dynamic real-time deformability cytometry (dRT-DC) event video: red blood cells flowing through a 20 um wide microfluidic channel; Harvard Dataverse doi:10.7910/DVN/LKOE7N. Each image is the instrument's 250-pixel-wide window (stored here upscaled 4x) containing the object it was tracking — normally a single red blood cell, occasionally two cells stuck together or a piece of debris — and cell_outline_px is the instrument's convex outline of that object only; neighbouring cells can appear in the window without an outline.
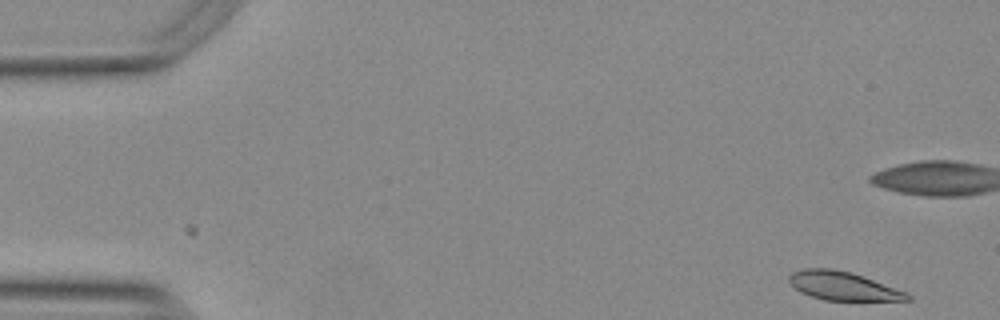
{"species": "Egyptian fruit bat (a non-hibernating species)", "species_latin": "Rousettus aegyptiacus", "temperature_condition": "warm", "stored_images_in_passage": 53, "camera_frame_rate_fps": 3000, "um_per_image_px": 0.085, "animal": {"sex": "female"}, "frame": {"image": 1, "passage_image": 1, "time_ms": 0.0, "image_size_px": [1000, 320], "cell_outline_px": [[912, 300], [824, 300], [800, 292], [788, 280], [788, 276], [792, 272], [804, 268], [828, 268], [852, 272], [864, 276], [908, 292], [912, 296]], "centroid_in_image_um": [71.68, 24.3], "position_along_channel_um": 13.3, "area_um2": 19.71}}
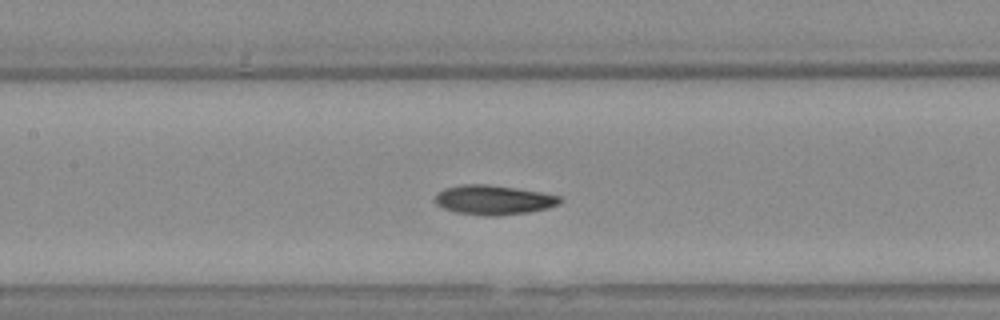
{"frame": {"image": 2, "passage_image": 23, "time_ms": 7.333, "image_size_px": [1000, 320], "cell_outline_px": [[564, 200], [560, 204], [548, 208], [528, 212], [500, 216], [484, 216], [456, 212], [444, 208], [436, 204], [436, 192], [444, 188], [460, 184], [488, 184], [516, 188], [540, 192], [560, 196]], "centroid_in_image_um": [41.96, 16.99], "position_along_channel_um": 165.4, "area_um2": 21.68}}
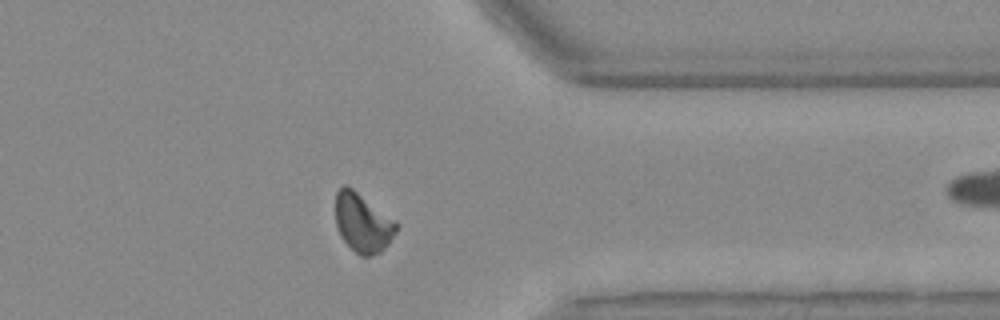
{"frame": {"image": 3, "passage_image": 41, "time_ms": 13.333, "image_size_px": [1000, 320], "cell_outline_px": [[396, 232], [388, 244], [380, 252], [372, 256], [360, 256], [340, 236], [336, 224], [336, 192], [344, 184], [352, 188], [396, 224]], "centroid_in_image_um": [30.78, 18.97], "position_along_channel_um": 380.6, "area_um2": 20.06}, "authors_computed_cell_mechanics": {"area_um2": 20.6924, "velocity_mm_per_s": 3.7456, "shape_relaxation_time_tau1_ms": 3.2271, "shape_relaxation_time_tau2_ms": 3.1164, "deformation_change_tau1": 0.1395, "deformation_change_tau2": 0.0851}}